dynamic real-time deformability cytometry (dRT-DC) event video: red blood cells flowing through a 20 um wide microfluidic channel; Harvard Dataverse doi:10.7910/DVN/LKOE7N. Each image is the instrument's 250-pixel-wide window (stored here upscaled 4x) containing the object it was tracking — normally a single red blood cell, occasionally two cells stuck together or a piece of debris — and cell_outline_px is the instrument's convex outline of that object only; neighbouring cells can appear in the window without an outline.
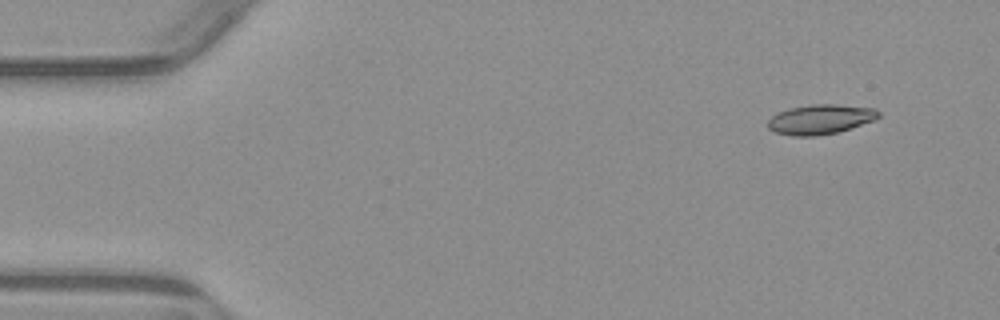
{"species": "common noctule bat (a hibernating species)", "species_latin": "Nyctalus noctula", "temperature_condition": "warm", "stored_images_in_passage": 5, "camera_frame_rate_fps": 3000, "um_per_image_px": 0.085, "animal": {"sex": "male", "body_mass_g": 23.1, "forearm_length_mm": 52.7}, "frame": {"image": 1, "passage_image": 2, "time_ms": 1.333, "image_size_px": [1000, 320], "cell_outline_px": [[880, 116], [876, 120], [852, 128], [836, 132], [816, 136], [792, 136], [776, 132], [768, 128], [768, 120], [772, 116], [788, 108], [808, 104], [836, 104], [876, 108], [880, 112]], "centroid_in_image_um": [69.77, 10.13], "position_along_channel_um": 15.2, "area_um2": 19.36}}
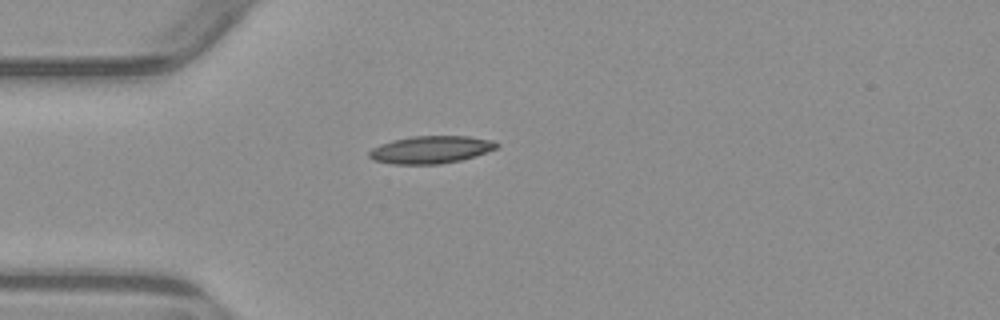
{"frame": {"image": 2, "passage_image": 4, "time_ms": 4.667, "image_size_px": [1000, 320], "cell_outline_px": [[500, 144], [496, 148], [460, 160], [440, 164], [392, 164], [372, 160], [368, 156], [368, 152], [372, 148], [380, 144], [392, 140], [412, 136], [468, 136], [492, 140]], "centroid_in_image_um": [36.56, 12.72], "position_along_channel_um": 48.4, "area_um2": 20.35}}